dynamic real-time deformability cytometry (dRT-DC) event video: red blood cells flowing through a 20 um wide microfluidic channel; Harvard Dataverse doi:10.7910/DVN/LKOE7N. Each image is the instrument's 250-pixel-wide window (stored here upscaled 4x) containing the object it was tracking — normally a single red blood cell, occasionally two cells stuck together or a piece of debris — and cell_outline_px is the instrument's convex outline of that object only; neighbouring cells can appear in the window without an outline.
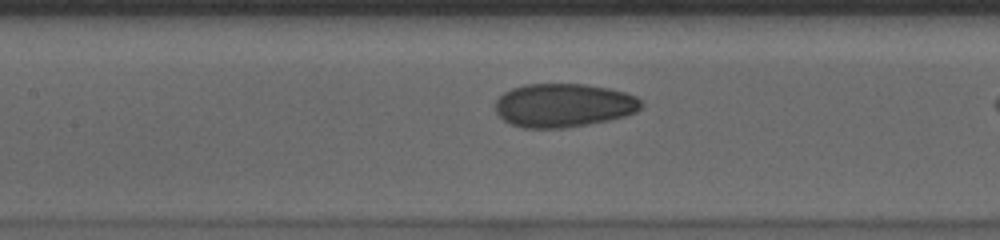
{"species": "human", "species_latin": "Homo sapiens", "temperature_condition": "cold", "stored_images_in_passage": 39, "camera_frame_rate_fps": 3000, "um_per_image_px": 0.085, "donor": {"sex": "male"}, "frame": {"image": 1, "passage_image": 20, "time_ms": 6.333, "image_size_px": [1000, 240], "cell_outline_px": [[644, 104], [636, 112], [624, 116], [608, 120], [588, 124], [564, 128], [524, 128], [512, 124], [504, 120], [496, 112], [496, 100], [504, 92], [512, 88], [524, 84], [584, 84], [608, 88], [624, 92], [636, 96]], "centroid_in_image_um": [47.91, 8.95], "position_along_channel_um": 159.5, "area_um2": 37.05}}
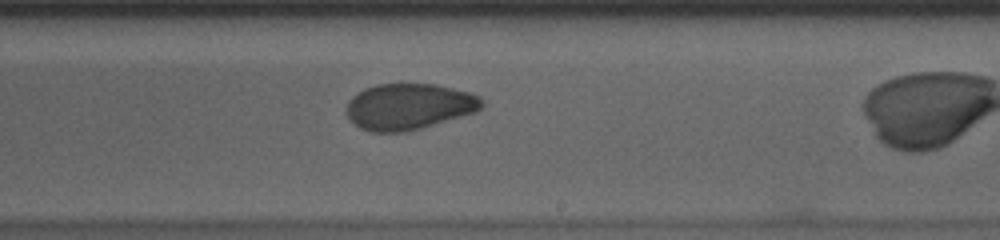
{"frame": {"image": 2, "passage_image": 28, "time_ms": 9.0, "image_size_px": [1000, 240], "cell_outline_px": [[484, 104], [476, 112], [420, 128], [404, 132], [372, 132], [360, 128], [348, 116], [348, 100], [356, 92], [364, 88], [376, 84], [436, 84], [472, 92], [480, 96], [484, 100]], "centroid_in_image_um": [34.79, 9.04], "position_along_channel_um": 254.2, "area_um2": 36.41}}
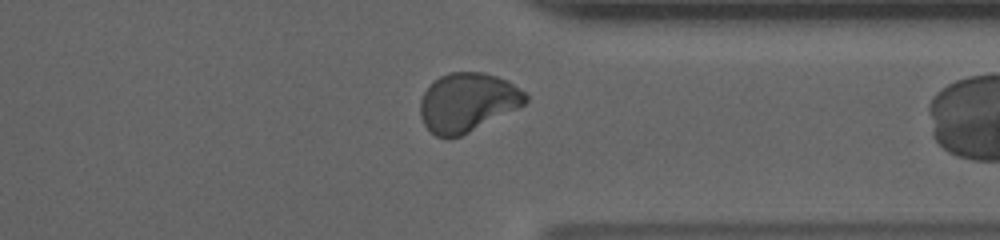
{"frame": {"image": 3, "passage_image": 38, "time_ms": 12.333, "image_size_px": [1000, 240], "cell_outline_px": [[528, 100], [520, 108], [460, 136], [448, 140], [444, 140], [436, 136], [424, 124], [420, 116], [420, 100], [424, 92], [440, 76], [448, 72], [484, 72], [508, 80], [528, 92]], "centroid_in_image_um": [39.77, 8.71], "position_along_channel_um": 371.6, "area_um2": 36.53}}